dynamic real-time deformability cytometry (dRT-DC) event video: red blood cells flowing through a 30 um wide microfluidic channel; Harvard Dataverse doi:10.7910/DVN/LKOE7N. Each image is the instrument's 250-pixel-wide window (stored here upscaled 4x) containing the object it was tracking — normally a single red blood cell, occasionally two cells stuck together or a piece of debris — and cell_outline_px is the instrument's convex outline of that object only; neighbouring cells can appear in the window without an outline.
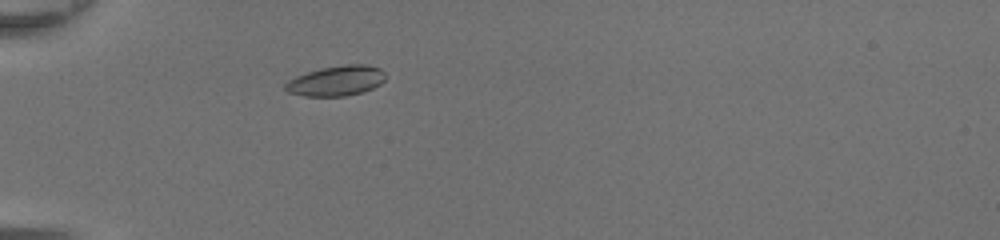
{"species": "common noctule bat (a hibernating species)", "species_latin": "Nyctalus noctula", "temperature_condition": "room temperature", "stored_images_in_passage": 40, "camera_frame_rate_fps": 3000, "um_per_image_px": 0.085, "animal": {"sex": "female", "body_mass_g": 20.0, "forearm_length_mm": 54.0}, "frame": {"image": 1, "passage_image": 8, "time_ms": 2.333, "image_size_px": [1000, 240], "cell_outline_px": [[384, 80], [380, 84], [372, 88], [360, 92], [344, 96], [304, 96], [288, 92], [284, 88], [284, 84], [288, 80], [296, 76], [320, 68], [344, 64], [368, 64], [380, 68], [384, 72]], "centroid_in_image_um": [28.57, 6.85], "position_along_channel_um": 56.4, "area_um2": 17.57}}
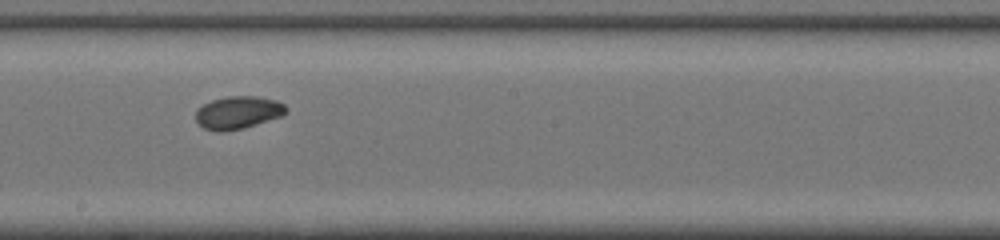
{"frame": {"image": 2, "passage_image": 21, "time_ms": 6.667, "image_size_px": [1000, 240], "cell_outline_px": [[288, 112], [280, 116], [244, 128], [224, 132], [216, 132], [204, 128], [196, 120], [196, 108], [212, 100], [228, 96], [256, 96], [276, 100], [284, 104], [288, 108]], "centroid_in_image_um": [20.22, 9.57], "position_along_channel_um": 228.0, "area_um2": 17.28}}
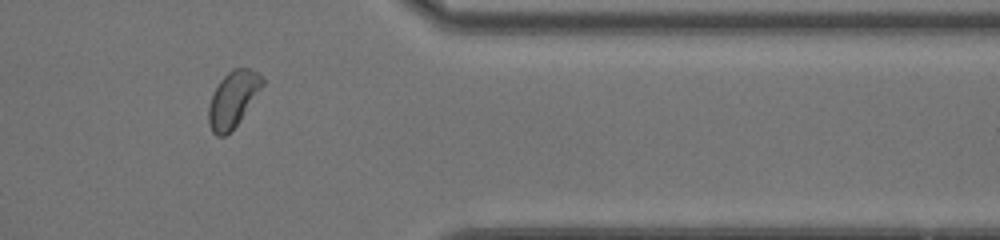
{"frame": {"image": 3, "passage_image": 33, "time_ms": 10.667, "image_size_px": [1000, 240], "cell_outline_px": [[264, 84], [240, 120], [224, 136], [216, 136], [212, 132], [208, 124], [208, 108], [212, 96], [220, 80], [232, 68], [248, 68], [256, 72], [264, 80]], "centroid_in_image_um": [19.78, 8.43], "position_along_channel_um": 391.6, "area_um2": 17.17}, "authors_computed_cell_mechanics": {"area_um2": 17.2822, "velocity_mm_per_s": 4.3521, "shape_relaxation_time_tau1_ms": 4.3019, "shape_relaxation_time_tau2_ms": 1.7079, "deformation_change_tau1": 0.1241, "deformation_change_tau2": 0.0463}}